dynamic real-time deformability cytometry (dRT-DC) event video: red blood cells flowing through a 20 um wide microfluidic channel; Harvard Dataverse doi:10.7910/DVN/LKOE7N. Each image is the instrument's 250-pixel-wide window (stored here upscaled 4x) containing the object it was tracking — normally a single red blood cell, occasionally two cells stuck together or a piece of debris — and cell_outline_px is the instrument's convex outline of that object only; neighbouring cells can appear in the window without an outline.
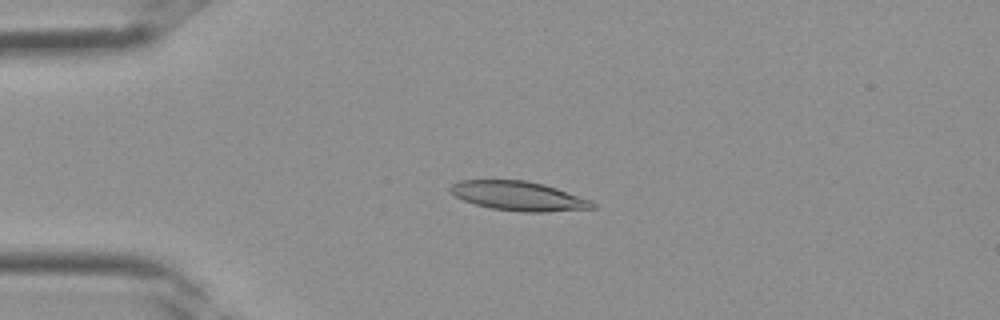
{"species": "Egyptian fruit bat (a non-hibernating species)", "species_latin": "Rousettus aegyptiacus", "temperature_condition": "room temperature", "stored_images_in_passage": 3, "camera_frame_rate_fps": 3000, "um_per_image_px": 0.085, "frame": {"image": 1, "passage_image": 3, "time_ms": 0.667, "image_size_px": [1000, 320], "cell_outline_px": [[596, 208], [548, 212], [524, 212], [492, 208], [476, 204], [464, 200], [448, 192], [448, 188], [452, 184], [460, 180], [524, 180], [544, 184], [592, 200], [596, 204]], "centroid_in_image_um": [44.09, 16.66], "position_along_channel_um": 40.9, "area_um2": 24.28}}